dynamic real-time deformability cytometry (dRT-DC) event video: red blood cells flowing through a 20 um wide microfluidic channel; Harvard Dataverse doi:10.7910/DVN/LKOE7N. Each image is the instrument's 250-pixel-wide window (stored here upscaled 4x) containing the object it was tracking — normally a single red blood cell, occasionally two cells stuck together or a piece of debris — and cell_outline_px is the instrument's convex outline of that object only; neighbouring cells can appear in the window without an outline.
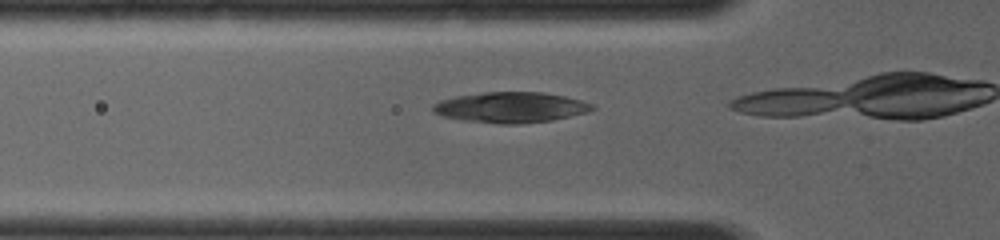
{"species": "common noctule bat (a hibernating species)", "species_latin": "Nyctalus noctula", "temperature_condition": "room temperature", "stored_images_in_passage": 3, "camera_frame_rate_fps": 4000, "um_per_image_px": 0.085, "animal": {"sex": "female", "body_mass_g": 19.0, "forearm_length_mm": 56.7}, "frame": {"image": 1, "passage_image": 2, "time_ms": 0.25, "image_size_px": [1000, 240], "cell_outline_px": [[596, 108], [584, 112], [552, 120], [520, 124], [500, 124], [464, 120], [444, 116], [432, 112], [432, 104], [440, 100], [456, 96], [484, 92], [544, 92], [564, 96], [580, 100], [592, 104]], "centroid_in_image_um": [43.36, 9.12], "position_along_channel_um": 82.4, "area_um2": 28.21}}